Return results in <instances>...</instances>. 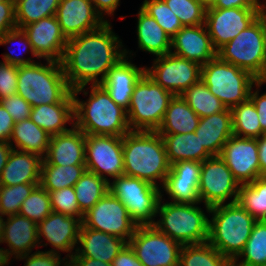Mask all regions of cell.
Listing matches in <instances>:
<instances>
[{
    "mask_svg": "<svg viewBox=\"0 0 266 266\" xmlns=\"http://www.w3.org/2000/svg\"><path fill=\"white\" fill-rule=\"evenodd\" d=\"M122 42L112 32L110 22L99 29L68 39L61 65L73 96L90 82L100 85L108 71L127 55ZM101 75L100 81L98 75Z\"/></svg>",
    "mask_w": 266,
    "mask_h": 266,
    "instance_id": "cell-1",
    "label": "cell"
},
{
    "mask_svg": "<svg viewBox=\"0 0 266 266\" xmlns=\"http://www.w3.org/2000/svg\"><path fill=\"white\" fill-rule=\"evenodd\" d=\"M124 175L157 186L170 171L166 148L157 131H129L123 136Z\"/></svg>",
    "mask_w": 266,
    "mask_h": 266,
    "instance_id": "cell-2",
    "label": "cell"
},
{
    "mask_svg": "<svg viewBox=\"0 0 266 266\" xmlns=\"http://www.w3.org/2000/svg\"><path fill=\"white\" fill-rule=\"evenodd\" d=\"M87 102L73 96V124L86 135H113L123 137L130 130L127 112L117 105L101 85L91 86Z\"/></svg>",
    "mask_w": 266,
    "mask_h": 266,
    "instance_id": "cell-3",
    "label": "cell"
},
{
    "mask_svg": "<svg viewBox=\"0 0 266 266\" xmlns=\"http://www.w3.org/2000/svg\"><path fill=\"white\" fill-rule=\"evenodd\" d=\"M208 242L233 262L243 251L257 220L237 201L210 208Z\"/></svg>",
    "mask_w": 266,
    "mask_h": 266,
    "instance_id": "cell-4",
    "label": "cell"
},
{
    "mask_svg": "<svg viewBox=\"0 0 266 266\" xmlns=\"http://www.w3.org/2000/svg\"><path fill=\"white\" fill-rule=\"evenodd\" d=\"M18 67L17 94L32 107L63 102L71 93L61 62L46 60Z\"/></svg>",
    "mask_w": 266,
    "mask_h": 266,
    "instance_id": "cell-5",
    "label": "cell"
},
{
    "mask_svg": "<svg viewBox=\"0 0 266 266\" xmlns=\"http://www.w3.org/2000/svg\"><path fill=\"white\" fill-rule=\"evenodd\" d=\"M201 80L228 109L247 101L254 83L258 87L263 84L250 72L218 56L201 66Z\"/></svg>",
    "mask_w": 266,
    "mask_h": 266,
    "instance_id": "cell-6",
    "label": "cell"
},
{
    "mask_svg": "<svg viewBox=\"0 0 266 266\" xmlns=\"http://www.w3.org/2000/svg\"><path fill=\"white\" fill-rule=\"evenodd\" d=\"M159 200L157 214L160 219L153 226L181 245L199 244L208 241L209 219L196 204Z\"/></svg>",
    "mask_w": 266,
    "mask_h": 266,
    "instance_id": "cell-7",
    "label": "cell"
},
{
    "mask_svg": "<svg viewBox=\"0 0 266 266\" xmlns=\"http://www.w3.org/2000/svg\"><path fill=\"white\" fill-rule=\"evenodd\" d=\"M225 62L250 72L261 81L266 76L265 16H260L247 29L217 51Z\"/></svg>",
    "mask_w": 266,
    "mask_h": 266,
    "instance_id": "cell-8",
    "label": "cell"
},
{
    "mask_svg": "<svg viewBox=\"0 0 266 266\" xmlns=\"http://www.w3.org/2000/svg\"><path fill=\"white\" fill-rule=\"evenodd\" d=\"M173 97L145 72L136 83L126 111L130 130L157 131Z\"/></svg>",
    "mask_w": 266,
    "mask_h": 266,
    "instance_id": "cell-9",
    "label": "cell"
},
{
    "mask_svg": "<svg viewBox=\"0 0 266 266\" xmlns=\"http://www.w3.org/2000/svg\"><path fill=\"white\" fill-rule=\"evenodd\" d=\"M109 192L117 197L126 207L131 219L138 226L153 225L157 206L162 194L158 186L135 177L126 175L109 182Z\"/></svg>",
    "mask_w": 266,
    "mask_h": 266,
    "instance_id": "cell-10",
    "label": "cell"
},
{
    "mask_svg": "<svg viewBox=\"0 0 266 266\" xmlns=\"http://www.w3.org/2000/svg\"><path fill=\"white\" fill-rule=\"evenodd\" d=\"M128 244L143 266H179L182 245L153 225L137 226Z\"/></svg>",
    "mask_w": 266,
    "mask_h": 266,
    "instance_id": "cell-11",
    "label": "cell"
},
{
    "mask_svg": "<svg viewBox=\"0 0 266 266\" xmlns=\"http://www.w3.org/2000/svg\"><path fill=\"white\" fill-rule=\"evenodd\" d=\"M137 226L124 204L109 191L84 214L81 224V227L99 230L120 239H128V242Z\"/></svg>",
    "mask_w": 266,
    "mask_h": 266,
    "instance_id": "cell-12",
    "label": "cell"
},
{
    "mask_svg": "<svg viewBox=\"0 0 266 266\" xmlns=\"http://www.w3.org/2000/svg\"><path fill=\"white\" fill-rule=\"evenodd\" d=\"M239 185L219 155L211 156L201 163L198 194L200 202L204 200L208 212L211 207L223 204L229 197L234 196L231 203L236 202Z\"/></svg>",
    "mask_w": 266,
    "mask_h": 266,
    "instance_id": "cell-13",
    "label": "cell"
},
{
    "mask_svg": "<svg viewBox=\"0 0 266 266\" xmlns=\"http://www.w3.org/2000/svg\"><path fill=\"white\" fill-rule=\"evenodd\" d=\"M153 68V69H152ZM146 74L174 96L182 95L201 79V65L173 53L158 56Z\"/></svg>",
    "mask_w": 266,
    "mask_h": 266,
    "instance_id": "cell-14",
    "label": "cell"
},
{
    "mask_svg": "<svg viewBox=\"0 0 266 266\" xmlns=\"http://www.w3.org/2000/svg\"><path fill=\"white\" fill-rule=\"evenodd\" d=\"M86 170L103 179L124 175L123 137L113 135H86Z\"/></svg>",
    "mask_w": 266,
    "mask_h": 266,
    "instance_id": "cell-15",
    "label": "cell"
},
{
    "mask_svg": "<svg viewBox=\"0 0 266 266\" xmlns=\"http://www.w3.org/2000/svg\"><path fill=\"white\" fill-rule=\"evenodd\" d=\"M261 16L260 8H206L205 26L216 51Z\"/></svg>",
    "mask_w": 266,
    "mask_h": 266,
    "instance_id": "cell-16",
    "label": "cell"
},
{
    "mask_svg": "<svg viewBox=\"0 0 266 266\" xmlns=\"http://www.w3.org/2000/svg\"><path fill=\"white\" fill-rule=\"evenodd\" d=\"M219 156L241 185L249 184L261 176L256 138L233 135L224 144Z\"/></svg>",
    "mask_w": 266,
    "mask_h": 266,
    "instance_id": "cell-17",
    "label": "cell"
},
{
    "mask_svg": "<svg viewBox=\"0 0 266 266\" xmlns=\"http://www.w3.org/2000/svg\"><path fill=\"white\" fill-rule=\"evenodd\" d=\"M22 29L39 58L62 61L68 39L62 33L55 15L29 23Z\"/></svg>",
    "mask_w": 266,
    "mask_h": 266,
    "instance_id": "cell-18",
    "label": "cell"
},
{
    "mask_svg": "<svg viewBox=\"0 0 266 266\" xmlns=\"http://www.w3.org/2000/svg\"><path fill=\"white\" fill-rule=\"evenodd\" d=\"M55 16L67 39L99 29L107 22L91 0H60Z\"/></svg>",
    "mask_w": 266,
    "mask_h": 266,
    "instance_id": "cell-19",
    "label": "cell"
},
{
    "mask_svg": "<svg viewBox=\"0 0 266 266\" xmlns=\"http://www.w3.org/2000/svg\"><path fill=\"white\" fill-rule=\"evenodd\" d=\"M3 242L8 243L12 250L0 248V266L8 264L10 255L15 254L19 258L29 254L37 244L40 245L37 224L19 214L7 216Z\"/></svg>",
    "mask_w": 266,
    "mask_h": 266,
    "instance_id": "cell-20",
    "label": "cell"
},
{
    "mask_svg": "<svg viewBox=\"0 0 266 266\" xmlns=\"http://www.w3.org/2000/svg\"><path fill=\"white\" fill-rule=\"evenodd\" d=\"M205 27V28H204ZM205 24L198 26H183L172 38L173 53L199 63L201 66L217 56L211 37L206 32Z\"/></svg>",
    "mask_w": 266,
    "mask_h": 266,
    "instance_id": "cell-21",
    "label": "cell"
},
{
    "mask_svg": "<svg viewBox=\"0 0 266 266\" xmlns=\"http://www.w3.org/2000/svg\"><path fill=\"white\" fill-rule=\"evenodd\" d=\"M86 134L73 125L67 132L53 135L43 159L51 165H85Z\"/></svg>",
    "mask_w": 266,
    "mask_h": 266,
    "instance_id": "cell-22",
    "label": "cell"
},
{
    "mask_svg": "<svg viewBox=\"0 0 266 266\" xmlns=\"http://www.w3.org/2000/svg\"><path fill=\"white\" fill-rule=\"evenodd\" d=\"M82 221L79 218L51 212L37 224L38 239L44 236L56 250L71 252L78 244Z\"/></svg>",
    "mask_w": 266,
    "mask_h": 266,
    "instance_id": "cell-23",
    "label": "cell"
},
{
    "mask_svg": "<svg viewBox=\"0 0 266 266\" xmlns=\"http://www.w3.org/2000/svg\"><path fill=\"white\" fill-rule=\"evenodd\" d=\"M125 58L126 56L108 71L100 85L117 105L127 111L136 83L146 68H137Z\"/></svg>",
    "mask_w": 266,
    "mask_h": 266,
    "instance_id": "cell-24",
    "label": "cell"
},
{
    "mask_svg": "<svg viewBox=\"0 0 266 266\" xmlns=\"http://www.w3.org/2000/svg\"><path fill=\"white\" fill-rule=\"evenodd\" d=\"M78 242L80 248L69 257H87L111 264L118 253L128 244L127 240L120 239L99 230L80 227Z\"/></svg>",
    "mask_w": 266,
    "mask_h": 266,
    "instance_id": "cell-25",
    "label": "cell"
},
{
    "mask_svg": "<svg viewBox=\"0 0 266 266\" xmlns=\"http://www.w3.org/2000/svg\"><path fill=\"white\" fill-rule=\"evenodd\" d=\"M195 134L211 156L220 155L224 144L233 136L231 109L200 118Z\"/></svg>",
    "mask_w": 266,
    "mask_h": 266,
    "instance_id": "cell-26",
    "label": "cell"
},
{
    "mask_svg": "<svg viewBox=\"0 0 266 266\" xmlns=\"http://www.w3.org/2000/svg\"><path fill=\"white\" fill-rule=\"evenodd\" d=\"M42 157L12 149L0 176V185L40 183Z\"/></svg>",
    "mask_w": 266,
    "mask_h": 266,
    "instance_id": "cell-27",
    "label": "cell"
},
{
    "mask_svg": "<svg viewBox=\"0 0 266 266\" xmlns=\"http://www.w3.org/2000/svg\"><path fill=\"white\" fill-rule=\"evenodd\" d=\"M30 119L51 136L69 131L64 125L74 120L73 94L61 103L32 107Z\"/></svg>",
    "mask_w": 266,
    "mask_h": 266,
    "instance_id": "cell-28",
    "label": "cell"
},
{
    "mask_svg": "<svg viewBox=\"0 0 266 266\" xmlns=\"http://www.w3.org/2000/svg\"><path fill=\"white\" fill-rule=\"evenodd\" d=\"M200 117L188 106L181 95L174 96L165 112L157 132L159 134L193 133Z\"/></svg>",
    "mask_w": 266,
    "mask_h": 266,
    "instance_id": "cell-29",
    "label": "cell"
},
{
    "mask_svg": "<svg viewBox=\"0 0 266 266\" xmlns=\"http://www.w3.org/2000/svg\"><path fill=\"white\" fill-rule=\"evenodd\" d=\"M164 140L167 159L170 165L178 161L203 162L211 155L201 145L199 138L193 133L160 134Z\"/></svg>",
    "mask_w": 266,
    "mask_h": 266,
    "instance_id": "cell-30",
    "label": "cell"
},
{
    "mask_svg": "<svg viewBox=\"0 0 266 266\" xmlns=\"http://www.w3.org/2000/svg\"><path fill=\"white\" fill-rule=\"evenodd\" d=\"M137 35L140 49L157 57L171 52V37L141 8L138 13Z\"/></svg>",
    "mask_w": 266,
    "mask_h": 266,
    "instance_id": "cell-31",
    "label": "cell"
},
{
    "mask_svg": "<svg viewBox=\"0 0 266 266\" xmlns=\"http://www.w3.org/2000/svg\"><path fill=\"white\" fill-rule=\"evenodd\" d=\"M50 139L51 135L29 118L15 122L9 143L13 140L20 151L35 153L43 158L47 154Z\"/></svg>",
    "mask_w": 266,
    "mask_h": 266,
    "instance_id": "cell-32",
    "label": "cell"
},
{
    "mask_svg": "<svg viewBox=\"0 0 266 266\" xmlns=\"http://www.w3.org/2000/svg\"><path fill=\"white\" fill-rule=\"evenodd\" d=\"M85 171L86 165H51L42 159L40 185L48 192L74 187Z\"/></svg>",
    "mask_w": 266,
    "mask_h": 266,
    "instance_id": "cell-33",
    "label": "cell"
},
{
    "mask_svg": "<svg viewBox=\"0 0 266 266\" xmlns=\"http://www.w3.org/2000/svg\"><path fill=\"white\" fill-rule=\"evenodd\" d=\"M179 266H232V262L207 241L182 245Z\"/></svg>",
    "mask_w": 266,
    "mask_h": 266,
    "instance_id": "cell-34",
    "label": "cell"
},
{
    "mask_svg": "<svg viewBox=\"0 0 266 266\" xmlns=\"http://www.w3.org/2000/svg\"><path fill=\"white\" fill-rule=\"evenodd\" d=\"M74 189L80 210L85 214L109 191V180L86 170Z\"/></svg>",
    "mask_w": 266,
    "mask_h": 266,
    "instance_id": "cell-35",
    "label": "cell"
},
{
    "mask_svg": "<svg viewBox=\"0 0 266 266\" xmlns=\"http://www.w3.org/2000/svg\"><path fill=\"white\" fill-rule=\"evenodd\" d=\"M237 202L257 221L266 220V176L240 185Z\"/></svg>",
    "mask_w": 266,
    "mask_h": 266,
    "instance_id": "cell-36",
    "label": "cell"
},
{
    "mask_svg": "<svg viewBox=\"0 0 266 266\" xmlns=\"http://www.w3.org/2000/svg\"><path fill=\"white\" fill-rule=\"evenodd\" d=\"M181 96L200 118L222 112L226 109L220 99L209 91L201 79Z\"/></svg>",
    "mask_w": 266,
    "mask_h": 266,
    "instance_id": "cell-37",
    "label": "cell"
},
{
    "mask_svg": "<svg viewBox=\"0 0 266 266\" xmlns=\"http://www.w3.org/2000/svg\"><path fill=\"white\" fill-rule=\"evenodd\" d=\"M245 257L236 263L239 257ZM233 266H266V220L257 221L243 251L232 262Z\"/></svg>",
    "mask_w": 266,
    "mask_h": 266,
    "instance_id": "cell-38",
    "label": "cell"
},
{
    "mask_svg": "<svg viewBox=\"0 0 266 266\" xmlns=\"http://www.w3.org/2000/svg\"><path fill=\"white\" fill-rule=\"evenodd\" d=\"M14 2L16 26L22 29L29 23L54 16L60 0H15Z\"/></svg>",
    "mask_w": 266,
    "mask_h": 266,
    "instance_id": "cell-39",
    "label": "cell"
},
{
    "mask_svg": "<svg viewBox=\"0 0 266 266\" xmlns=\"http://www.w3.org/2000/svg\"><path fill=\"white\" fill-rule=\"evenodd\" d=\"M233 135L243 138H259L261 136V125L257 110L253 102L247 101L234 106L232 109Z\"/></svg>",
    "mask_w": 266,
    "mask_h": 266,
    "instance_id": "cell-40",
    "label": "cell"
},
{
    "mask_svg": "<svg viewBox=\"0 0 266 266\" xmlns=\"http://www.w3.org/2000/svg\"><path fill=\"white\" fill-rule=\"evenodd\" d=\"M51 212L50 194L41 185H38L32 193L24 199L18 214L38 224Z\"/></svg>",
    "mask_w": 266,
    "mask_h": 266,
    "instance_id": "cell-41",
    "label": "cell"
},
{
    "mask_svg": "<svg viewBox=\"0 0 266 266\" xmlns=\"http://www.w3.org/2000/svg\"><path fill=\"white\" fill-rule=\"evenodd\" d=\"M40 183H23L13 186L0 185V214L10 216L19 213L23 201Z\"/></svg>",
    "mask_w": 266,
    "mask_h": 266,
    "instance_id": "cell-42",
    "label": "cell"
},
{
    "mask_svg": "<svg viewBox=\"0 0 266 266\" xmlns=\"http://www.w3.org/2000/svg\"><path fill=\"white\" fill-rule=\"evenodd\" d=\"M172 38L183 26L164 0H145L140 7Z\"/></svg>",
    "mask_w": 266,
    "mask_h": 266,
    "instance_id": "cell-43",
    "label": "cell"
},
{
    "mask_svg": "<svg viewBox=\"0 0 266 266\" xmlns=\"http://www.w3.org/2000/svg\"><path fill=\"white\" fill-rule=\"evenodd\" d=\"M200 180H186L181 178H165L163 188L174 203L198 204Z\"/></svg>",
    "mask_w": 266,
    "mask_h": 266,
    "instance_id": "cell-44",
    "label": "cell"
},
{
    "mask_svg": "<svg viewBox=\"0 0 266 266\" xmlns=\"http://www.w3.org/2000/svg\"><path fill=\"white\" fill-rule=\"evenodd\" d=\"M182 26L205 24L206 8L198 0H164Z\"/></svg>",
    "mask_w": 266,
    "mask_h": 266,
    "instance_id": "cell-45",
    "label": "cell"
},
{
    "mask_svg": "<svg viewBox=\"0 0 266 266\" xmlns=\"http://www.w3.org/2000/svg\"><path fill=\"white\" fill-rule=\"evenodd\" d=\"M51 207L53 212L78 217L83 220L84 213L80 210L74 187L50 191Z\"/></svg>",
    "mask_w": 266,
    "mask_h": 266,
    "instance_id": "cell-46",
    "label": "cell"
},
{
    "mask_svg": "<svg viewBox=\"0 0 266 266\" xmlns=\"http://www.w3.org/2000/svg\"><path fill=\"white\" fill-rule=\"evenodd\" d=\"M16 39L20 40L21 43L23 41V43L26 45L24 48L26 49H30L31 52H32V55L39 58L35 53H34V50H33V47H32V44L29 42V39H28V36L26 35V33L23 31V29H20V28H15V29H12L10 31H7L6 33H4L1 37H0V45L2 44H8V43H11L13 41H15ZM11 54H13V52L11 51ZM3 59L4 61L3 62H6L8 64H11V65H15V66H24V65H27V64H32L33 61L31 62V59L28 58L27 60L26 59H23V58H19L18 56H13V55H10V54H5L3 56Z\"/></svg>",
    "mask_w": 266,
    "mask_h": 266,
    "instance_id": "cell-47",
    "label": "cell"
},
{
    "mask_svg": "<svg viewBox=\"0 0 266 266\" xmlns=\"http://www.w3.org/2000/svg\"><path fill=\"white\" fill-rule=\"evenodd\" d=\"M18 66L0 63V100L17 94Z\"/></svg>",
    "mask_w": 266,
    "mask_h": 266,
    "instance_id": "cell-48",
    "label": "cell"
},
{
    "mask_svg": "<svg viewBox=\"0 0 266 266\" xmlns=\"http://www.w3.org/2000/svg\"><path fill=\"white\" fill-rule=\"evenodd\" d=\"M0 104L12 116L14 122H19L30 118L32 106L18 94L1 99Z\"/></svg>",
    "mask_w": 266,
    "mask_h": 266,
    "instance_id": "cell-49",
    "label": "cell"
},
{
    "mask_svg": "<svg viewBox=\"0 0 266 266\" xmlns=\"http://www.w3.org/2000/svg\"><path fill=\"white\" fill-rule=\"evenodd\" d=\"M200 174L201 162L185 160L172 164L166 178L200 180Z\"/></svg>",
    "mask_w": 266,
    "mask_h": 266,
    "instance_id": "cell-50",
    "label": "cell"
},
{
    "mask_svg": "<svg viewBox=\"0 0 266 266\" xmlns=\"http://www.w3.org/2000/svg\"><path fill=\"white\" fill-rule=\"evenodd\" d=\"M19 258H27L25 266H60L62 261L60 260V255L55 249L47 252L36 251V253L30 256L27 254Z\"/></svg>",
    "mask_w": 266,
    "mask_h": 266,
    "instance_id": "cell-51",
    "label": "cell"
},
{
    "mask_svg": "<svg viewBox=\"0 0 266 266\" xmlns=\"http://www.w3.org/2000/svg\"><path fill=\"white\" fill-rule=\"evenodd\" d=\"M17 28L14 0L0 2V37L12 29Z\"/></svg>",
    "mask_w": 266,
    "mask_h": 266,
    "instance_id": "cell-52",
    "label": "cell"
},
{
    "mask_svg": "<svg viewBox=\"0 0 266 266\" xmlns=\"http://www.w3.org/2000/svg\"><path fill=\"white\" fill-rule=\"evenodd\" d=\"M111 264L112 266H143L129 244L118 253Z\"/></svg>",
    "mask_w": 266,
    "mask_h": 266,
    "instance_id": "cell-53",
    "label": "cell"
},
{
    "mask_svg": "<svg viewBox=\"0 0 266 266\" xmlns=\"http://www.w3.org/2000/svg\"><path fill=\"white\" fill-rule=\"evenodd\" d=\"M250 91L249 99L253 102L259 117L261 125V136L266 134V93L259 96L258 90L256 92Z\"/></svg>",
    "mask_w": 266,
    "mask_h": 266,
    "instance_id": "cell-54",
    "label": "cell"
},
{
    "mask_svg": "<svg viewBox=\"0 0 266 266\" xmlns=\"http://www.w3.org/2000/svg\"><path fill=\"white\" fill-rule=\"evenodd\" d=\"M14 124L12 116L0 104V141L9 142Z\"/></svg>",
    "mask_w": 266,
    "mask_h": 266,
    "instance_id": "cell-55",
    "label": "cell"
},
{
    "mask_svg": "<svg viewBox=\"0 0 266 266\" xmlns=\"http://www.w3.org/2000/svg\"><path fill=\"white\" fill-rule=\"evenodd\" d=\"M212 8H260L259 0H215Z\"/></svg>",
    "mask_w": 266,
    "mask_h": 266,
    "instance_id": "cell-56",
    "label": "cell"
},
{
    "mask_svg": "<svg viewBox=\"0 0 266 266\" xmlns=\"http://www.w3.org/2000/svg\"><path fill=\"white\" fill-rule=\"evenodd\" d=\"M95 11L103 18L102 12L111 14L119 5V0H91ZM95 4V5H94Z\"/></svg>",
    "mask_w": 266,
    "mask_h": 266,
    "instance_id": "cell-57",
    "label": "cell"
},
{
    "mask_svg": "<svg viewBox=\"0 0 266 266\" xmlns=\"http://www.w3.org/2000/svg\"><path fill=\"white\" fill-rule=\"evenodd\" d=\"M68 266H112V264L87 257H70Z\"/></svg>",
    "mask_w": 266,
    "mask_h": 266,
    "instance_id": "cell-58",
    "label": "cell"
},
{
    "mask_svg": "<svg viewBox=\"0 0 266 266\" xmlns=\"http://www.w3.org/2000/svg\"><path fill=\"white\" fill-rule=\"evenodd\" d=\"M261 176H266V134L257 138Z\"/></svg>",
    "mask_w": 266,
    "mask_h": 266,
    "instance_id": "cell-59",
    "label": "cell"
},
{
    "mask_svg": "<svg viewBox=\"0 0 266 266\" xmlns=\"http://www.w3.org/2000/svg\"><path fill=\"white\" fill-rule=\"evenodd\" d=\"M12 145L13 144H10L9 142L0 141V176L6 165L8 156L13 149Z\"/></svg>",
    "mask_w": 266,
    "mask_h": 266,
    "instance_id": "cell-60",
    "label": "cell"
},
{
    "mask_svg": "<svg viewBox=\"0 0 266 266\" xmlns=\"http://www.w3.org/2000/svg\"><path fill=\"white\" fill-rule=\"evenodd\" d=\"M2 214H0V243H3L4 238V227H5V221L2 218Z\"/></svg>",
    "mask_w": 266,
    "mask_h": 266,
    "instance_id": "cell-61",
    "label": "cell"
},
{
    "mask_svg": "<svg viewBox=\"0 0 266 266\" xmlns=\"http://www.w3.org/2000/svg\"><path fill=\"white\" fill-rule=\"evenodd\" d=\"M205 8L211 7L215 0H198Z\"/></svg>",
    "mask_w": 266,
    "mask_h": 266,
    "instance_id": "cell-62",
    "label": "cell"
},
{
    "mask_svg": "<svg viewBox=\"0 0 266 266\" xmlns=\"http://www.w3.org/2000/svg\"><path fill=\"white\" fill-rule=\"evenodd\" d=\"M265 7H266L265 4H263V5L260 4V13H261L262 16H266Z\"/></svg>",
    "mask_w": 266,
    "mask_h": 266,
    "instance_id": "cell-63",
    "label": "cell"
},
{
    "mask_svg": "<svg viewBox=\"0 0 266 266\" xmlns=\"http://www.w3.org/2000/svg\"><path fill=\"white\" fill-rule=\"evenodd\" d=\"M265 37H266V16H265Z\"/></svg>",
    "mask_w": 266,
    "mask_h": 266,
    "instance_id": "cell-64",
    "label": "cell"
},
{
    "mask_svg": "<svg viewBox=\"0 0 266 266\" xmlns=\"http://www.w3.org/2000/svg\"><path fill=\"white\" fill-rule=\"evenodd\" d=\"M261 81L266 83V76Z\"/></svg>",
    "mask_w": 266,
    "mask_h": 266,
    "instance_id": "cell-65",
    "label": "cell"
}]
</instances>
